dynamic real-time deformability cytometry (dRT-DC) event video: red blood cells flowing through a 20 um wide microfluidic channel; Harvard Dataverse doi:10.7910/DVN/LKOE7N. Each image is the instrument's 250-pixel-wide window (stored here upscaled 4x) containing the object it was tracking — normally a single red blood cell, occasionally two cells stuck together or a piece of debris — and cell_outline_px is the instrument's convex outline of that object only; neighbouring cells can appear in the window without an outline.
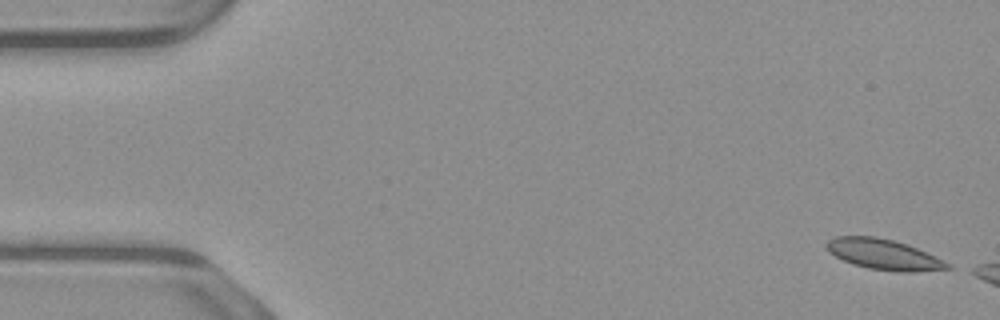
{"species": "common noctule bat (a hibernating species)", "species_latin": "Nyctalus noctula", "temperature_condition": "warm", "stored_images_in_passage": 11, "camera_frame_rate_fps": 3000, "um_per_image_px": 0.085, "animal": {"sex": "male", "body_mass_g": 23.1, "forearm_length_mm": 52.7}, "frame": {"image": 1, "passage_image": 1, "time_ms": 0.0, "image_size_px": [1000, 320], "cell_outline_px": [[956, 268], [912, 272], [896, 272], [868, 268], [852, 264], [828, 252], [824, 244], [828, 240], [836, 236], [876, 236], [892, 240], [916, 248], [952, 264]], "centroid_in_image_um": [75.11, 21.63], "position_along_channel_um": 9.9, "area_um2": 21.5}}